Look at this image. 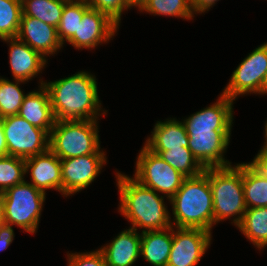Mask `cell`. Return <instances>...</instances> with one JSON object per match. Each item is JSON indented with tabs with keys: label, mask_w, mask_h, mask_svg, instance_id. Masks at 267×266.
Returning <instances> with one entry per match:
<instances>
[{
	"label": "cell",
	"mask_w": 267,
	"mask_h": 266,
	"mask_svg": "<svg viewBox=\"0 0 267 266\" xmlns=\"http://www.w3.org/2000/svg\"><path fill=\"white\" fill-rule=\"evenodd\" d=\"M90 8L85 0L65 3L62 17L57 26V35L62 44L67 42L76 32L83 14Z\"/></svg>",
	"instance_id": "obj_25"
},
{
	"label": "cell",
	"mask_w": 267,
	"mask_h": 266,
	"mask_svg": "<svg viewBox=\"0 0 267 266\" xmlns=\"http://www.w3.org/2000/svg\"><path fill=\"white\" fill-rule=\"evenodd\" d=\"M175 168L182 175L196 177L202 174L205 168L193 156L189 148L181 147L171 150H150Z\"/></svg>",
	"instance_id": "obj_23"
},
{
	"label": "cell",
	"mask_w": 267,
	"mask_h": 266,
	"mask_svg": "<svg viewBox=\"0 0 267 266\" xmlns=\"http://www.w3.org/2000/svg\"><path fill=\"white\" fill-rule=\"evenodd\" d=\"M65 2L59 0H28L22 4V15L34 17L57 28Z\"/></svg>",
	"instance_id": "obj_24"
},
{
	"label": "cell",
	"mask_w": 267,
	"mask_h": 266,
	"mask_svg": "<svg viewBox=\"0 0 267 266\" xmlns=\"http://www.w3.org/2000/svg\"><path fill=\"white\" fill-rule=\"evenodd\" d=\"M14 230L10 225L0 226V252L7 249L14 240Z\"/></svg>",
	"instance_id": "obj_33"
},
{
	"label": "cell",
	"mask_w": 267,
	"mask_h": 266,
	"mask_svg": "<svg viewBox=\"0 0 267 266\" xmlns=\"http://www.w3.org/2000/svg\"><path fill=\"white\" fill-rule=\"evenodd\" d=\"M1 121L9 156L27 159L49 149V134L44 129L33 126L18 114Z\"/></svg>",
	"instance_id": "obj_10"
},
{
	"label": "cell",
	"mask_w": 267,
	"mask_h": 266,
	"mask_svg": "<svg viewBox=\"0 0 267 266\" xmlns=\"http://www.w3.org/2000/svg\"><path fill=\"white\" fill-rule=\"evenodd\" d=\"M139 11L159 16L179 17L186 20L194 18L190 0H147Z\"/></svg>",
	"instance_id": "obj_27"
},
{
	"label": "cell",
	"mask_w": 267,
	"mask_h": 266,
	"mask_svg": "<svg viewBox=\"0 0 267 266\" xmlns=\"http://www.w3.org/2000/svg\"><path fill=\"white\" fill-rule=\"evenodd\" d=\"M60 160L62 195L65 197L88 187L107 163L106 153L100 148L94 154Z\"/></svg>",
	"instance_id": "obj_11"
},
{
	"label": "cell",
	"mask_w": 267,
	"mask_h": 266,
	"mask_svg": "<svg viewBox=\"0 0 267 266\" xmlns=\"http://www.w3.org/2000/svg\"><path fill=\"white\" fill-rule=\"evenodd\" d=\"M249 164L262 176L267 178V150L260 149L254 159Z\"/></svg>",
	"instance_id": "obj_32"
},
{
	"label": "cell",
	"mask_w": 267,
	"mask_h": 266,
	"mask_svg": "<svg viewBox=\"0 0 267 266\" xmlns=\"http://www.w3.org/2000/svg\"><path fill=\"white\" fill-rule=\"evenodd\" d=\"M22 4L18 0H0V39L13 38L18 34Z\"/></svg>",
	"instance_id": "obj_28"
},
{
	"label": "cell",
	"mask_w": 267,
	"mask_h": 266,
	"mask_svg": "<svg viewBox=\"0 0 267 266\" xmlns=\"http://www.w3.org/2000/svg\"><path fill=\"white\" fill-rule=\"evenodd\" d=\"M87 4L100 12L107 14L119 26L123 12L131 9L127 0H85Z\"/></svg>",
	"instance_id": "obj_30"
},
{
	"label": "cell",
	"mask_w": 267,
	"mask_h": 266,
	"mask_svg": "<svg viewBox=\"0 0 267 266\" xmlns=\"http://www.w3.org/2000/svg\"><path fill=\"white\" fill-rule=\"evenodd\" d=\"M173 242V226L159 231L141 232L140 256L152 266H167Z\"/></svg>",
	"instance_id": "obj_20"
},
{
	"label": "cell",
	"mask_w": 267,
	"mask_h": 266,
	"mask_svg": "<svg viewBox=\"0 0 267 266\" xmlns=\"http://www.w3.org/2000/svg\"><path fill=\"white\" fill-rule=\"evenodd\" d=\"M1 194L5 224L16 225L29 234L36 233L46 194L25 180Z\"/></svg>",
	"instance_id": "obj_7"
},
{
	"label": "cell",
	"mask_w": 267,
	"mask_h": 266,
	"mask_svg": "<svg viewBox=\"0 0 267 266\" xmlns=\"http://www.w3.org/2000/svg\"><path fill=\"white\" fill-rule=\"evenodd\" d=\"M30 172L31 183L36 189L46 194L47 189L62 193L61 160L50 149L46 152L25 159V174Z\"/></svg>",
	"instance_id": "obj_15"
},
{
	"label": "cell",
	"mask_w": 267,
	"mask_h": 266,
	"mask_svg": "<svg viewBox=\"0 0 267 266\" xmlns=\"http://www.w3.org/2000/svg\"><path fill=\"white\" fill-rule=\"evenodd\" d=\"M97 123L98 120L55 121L49 134V149L60 159L94 154L101 148Z\"/></svg>",
	"instance_id": "obj_6"
},
{
	"label": "cell",
	"mask_w": 267,
	"mask_h": 266,
	"mask_svg": "<svg viewBox=\"0 0 267 266\" xmlns=\"http://www.w3.org/2000/svg\"><path fill=\"white\" fill-rule=\"evenodd\" d=\"M2 40L9 43V64L14 80L29 82L42 73L48 59L17 37Z\"/></svg>",
	"instance_id": "obj_16"
},
{
	"label": "cell",
	"mask_w": 267,
	"mask_h": 266,
	"mask_svg": "<svg viewBox=\"0 0 267 266\" xmlns=\"http://www.w3.org/2000/svg\"><path fill=\"white\" fill-rule=\"evenodd\" d=\"M219 0H190L194 14H202L209 11Z\"/></svg>",
	"instance_id": "obj_34"
},
{
	"label": "cell",
	"mask_w": 267,
	"mask_h": 266,
	"mask_svg": "<svg viewBox=\"0 0 267 266\" xmlns=\"http://www.w3.org/2000/svg\"><path fill=\"white\" fill-rule=\"evenodd\" d=\"M265 94H267V79L265 81Z\"/></svg>",
	"instance_id": "obj_40"
},
{
	"label": "cell",
	"mask_w": 267,
	"mask_h": 266,
	"mask_svg": "<svg viewBox=\"0 0 267 266\" xmlns=\"http://www.w3.org/2000/svg\"><path fill=\"white\" fill-rule=\"evenodd\" d=\"M16 37L44 58L56 54L63 47L58 38L56 27L26 15H21Z\"/></svg>",
	"instance_id": "obj_14"
},
{
	"label": "cell",
	"mask_w": 267,
	"mask_h": 266,
	"mask_svg": "<svg viewBox=\"0 0 267 266\" xmlns=\"http://www.w3.org/2000/svg\"><path fill=\"white\" fill-rule=\"evenodd\" d=\"M266 124H265V132H264V138H265V142H264V145L262 146L265 150H267V121L265 122Z\"/></svg>",
	"instance_id": "obj_38"
},
{
	"label": "cell",
	"mask_w": 267,
	"mask_h": 266,
	"mask_svg": "<svg viewBox=\"0 0 267 266\" xmlns=\"http://www.w3.org/2000/svg\"><path fill=\"white\" fill-rule=\"evenodd\" d=\"M68 266H106L103 253L97 249L96 251L84 253H69Z\"/></svg>",
	"instance_id": "obj_31"
},
{
	"label": "cell",
	"mask_w": 267,
	"mask_h": 266,
	"mask_svg": "<svg viewBox=\"0 0 267 266\" xmlns=\"http://www.w3.org/2000/svg\"><path fill=\"white\" fill-rule=\"evenodd\" d=\"M135 166L133 178L157 193L164 194L168 201L186 178L145 146L140 150Z\"/></svg>",
	"instance_id": "obj_9"
},
{
	"label": "cell",
	"mask_w": 267,
	"mask_h": 266,
	"mask_svg": "<svg viewBox=\"0 0 267 266\" xmlns=\"http://www.w3.org/2000/svg\"><path fill=\"white\" fill-rule=\"evenodd\" d=\"M208 179L213 197L214 225L232 217L231 223L237 227L247 209L244 201L242 163L209 167Z\"/></svg>",
	"instance_id": "obj_5"
},
{
	"label": "cell",
	"mask_w": 267,
	"mask_h": 266,
	"mask_svg": "<svg viewBox=\"0 0 267 266\" xmlns=\"http://www.w3.org/2000/svg\"><path fill=\"white\" fill-rule=\"evenodd\" d=\"M267 79V42L255 48L232 72L221 94L232 100L245 94H265Z\"/></svg>",
	"instance_id": "obj_8"
},
{
	"label": "cell",
	"mask_w": 267,
	"mask_h": 266,
	"mask_svg": "<svg viewBox=\"0 0 267 266\" xmlns=\"http://www.w3.org/2000/svg\"><path fill=\"white\" fill-rule=\"evenodd\" d=\"M24 178L25 159L9 155L0 157V193L22 183Z\"/></svg>",
	"instance_id": "obj_29"
},
{
	"label": "cell",
	"mask_w": 267,
	"mask_h": 266,
	"mask_svg": "<svg viewBox=\"0 0 267 266\" xmlns=\"http://www.w3.org/2000/svg\"><path fill=\"white\" fill-rule=\"evenodd\" d=\"M169 202L172 205L173 227L212 231L213 197L208 179V168L196 177L185 178Z\"/></svg>",
	"instance_id": "obj_4"
},
{
	"label": "cell",
	"mask_w": 267,
	"mask_h": 266,
	"mask_svg": "<svg viewBox=\"0 0 267 266\" xmlns=\"http://www.w3.org/2000/svg\"><path fill=\"white\" fill-rule=\"evenodd\" d=\"M21 4H23L25 1H28V0H18Z\"/></svg>",
	"instance_id": "obj_41"
},
{
	"label": "cell",
	"mask_w": 267,
	"mask_h": 266,
	"mask_svg": "<svg viewBox=\"0 0 267 266\" xmlns=\"http://www.w3.org/2000/svg\"><path fill=\"white\" fill-rule=\"evenodd\" d=\"M211 240L212 232L204 229L173 227V242L167 266H196L209 248Z\"/></svg>",
	"instance_id": "obj_12"
},
{
	"label": "cell",
	"mask_w": 267,
	"mask_h": 266,
	"mask_svg": "<svg viewBox=\"0 0 267 266\" xmlns=\"http://www.w3.org/2000/svg\"><path fill=\"white\" fill-rule=\"evenodd\" d=\"M39 87L37 91L27 93L18 115L33 126L44 129L50 134L56 120L47 89L41 84Z\"/></svg>",
	"instance_id": "obj_18"
},
{
	"label": "cell",
	"mask_w": 267,
	"mask_h": 266,
	"mask_svg": "<svg viewBox=\"0 0 267 266\" xmlns=\"http://www.w3.org/2000/svg\"><path fill=\"white\" fill-rule=\"evenodd\" d=\"M189 137L182 121L168 118L166 121H157L150 137L144 146L149 150H171L175 148H188Z\"/></svg>",
	"instance_id": "obj_19"
},
{
	"label": "cell",
	"mask_w": 267,
	"mask_h": 266,
	"mask_svg": "<svg viewBox=\"0 0 267 266\" xmlns=\"http://www.w3.org/2000/svg\"><path fill=\"white\" fill-rule=\"evenodd\" d=\"M106 266H132L141 253V233L134 228L124 229L109 244L99 249Z\"/></svg>",
	"instance_id": "obj_17"
},
{
	"label": "cell",
	"mask_w": 267,
	"mask_h": 266,
	"mask_svg": "<svg viewBox=\"0 0 267 266\" xmlns=\"http://www.w3.org/2000/svg\"><path fill=\"white\" fill-rule=\"evenodd\" d=\"M244 201L246 208L267 207V178L249 163H242Z\"/></svg>",
	"instance_id": "obj_22"
},
{
	"label": "cell",
	"mask_w": 267,
	"mask_h": 266,
	"mask_svg": "<svg viewBox=\"0 0 267 266\" xmlns=\"http://www.w3.org/2000/svg\"><path fill=\"white\" fill-rule=\"evenodd\" d=\"M128 6L132 9V7H138V10H140L143 5L147 2V0H127Z\"/></svg>",
	"instance_id": "obj_36"
},
{
	"label": "cell",
	"mask_w": 267,
	"mask_h": 266,
	"mask_svg": "<svg viewBox=\"0 0 267 266\" xmlns=\"http://www.w3.org/2000/svg\"><path fill=\"white\" fill-rule=\"evenodd\" d=\"M96 80L87 71L50 82L41 79L39 83L48 91L55 120H99L101 114L105 116L107 111L101 107Z\"/></svg>",
	"instance_id": "obj_2"
},
{
	"label": "cell",
	"mask_w": 267,
	"mask_h": 266,
	"mask_svg": "<svg viewBox=\"0 0 267 266\" xmlns=\"http://www.w3.org/2000/svg\"><path fill=\"white\" fill-rule=\"evenodd\" d=\"M26 81L17 80L15 82L0 77V118L17 115L23 100L27 94L21 90L20 83Z\"/></svg>",
	"instance_id": "obj_26"
},
{
	"label": "cell",
	"mask_w": 267,
	"mask_h": 266,
	"mask_svg": "<svg viewBox=\"0 0 267 266\" xmlns=\"http://www.w3.org/2000/svg\"><path fill=\"white\" fill-rule=\"evenodd\" d=\"M8 156L7 143L4 136V131L2 127V121L0 118V157Z\"/></svg>",
	"instance_id": "obj_35"
},
{
	"label": "cell",
	"mask_w": 267,
	"mask_h": 266,
	"mask_svg": "<svg viewBox=\"0 0 267 266\" xmlns=\"http://www.w3.org/2000/svg\"><path fill=\"white\" fill-rule=\"evenodd\" d=\"M240 232L261 250L267 246V207L246 209L245 214L237 226Z\"/></svg>",
	"instance_id": "obj_21"
},
{
	"label": "cell",
	"mask_w": 267,
	"mask_h": 266,
	"mask_svg": "<svg viewBox=\"0 0 267 266\" xmlns=\"http://www.w3.org/2000/svg\"><path fill=\"white\" fill-rule=\"evenodd\" d=\"M59 1H62V2H65V3H70V2H74L76 0H59Z\"/></svg>",
	"instance_id": "obj_39"
},
{
	"label": "cell",
	"mask_w": 267,
	"mask_h": 266,
	"mask_svg": "<svg viewBox=\"0 0 267 266\" xmlns=\"http://www.w3.org/2000/svg\"><path fill=\"white\" fill-rule=\"evenodd\" d=\"M5 225L4 207L2 203V194L0 193V226Z\"/></svg>",
	"instance_id": "obj_37"
},
{
	"label": "cell",
	"mask_w": 267,
	"mask_h": 266,
	"mask_svg": "<svg viewBox=\"0 0 267 266\" xmlns=\"http://www.w3.org/2000/svg\"><path fill=\"white\" fill-rule=\"evenodd\" d=\"M233 103L221 94L215 103L182 120L189 137L188 148L204 168L232 165L224 154L230 143Z\"/></svg>",
	"instance_id": "obj_1"
},
{
	"label": "cell",
	"mask_w": 267,
	"mask_h": 266,
	"mask_svg": "<svg viewBox=\"0 0 267 266\" xmlns=\"http://www.w3.org/2000/svg\"><path fill=\"white\" fill-rule=\"evenodd\" d=\"M119 25L107 14L89 8L77 26V32L67 41L74 48L94 49L102 43H108L115 36Z\"/></svg>",
	"instance_id": "obj_13"
},
{
	"label": "cell",
	"mask_w": 267,
	"mask_h": 266,
	"mask_svg": "<svg viewBox=\"0 0 267 266\" xmlns=\"http://www.w3.org/2000/svg\"><path fill=\"white\" fill-rule=\"evenodd\" d=\"M120 193L119 212L131 222V228L142 232L159 231L172 227L171 217L164 198L156 191L140 184L133 177L116 172Z\"/></svg>",
	"instance_id": "obj_3"
}]
</instances>
